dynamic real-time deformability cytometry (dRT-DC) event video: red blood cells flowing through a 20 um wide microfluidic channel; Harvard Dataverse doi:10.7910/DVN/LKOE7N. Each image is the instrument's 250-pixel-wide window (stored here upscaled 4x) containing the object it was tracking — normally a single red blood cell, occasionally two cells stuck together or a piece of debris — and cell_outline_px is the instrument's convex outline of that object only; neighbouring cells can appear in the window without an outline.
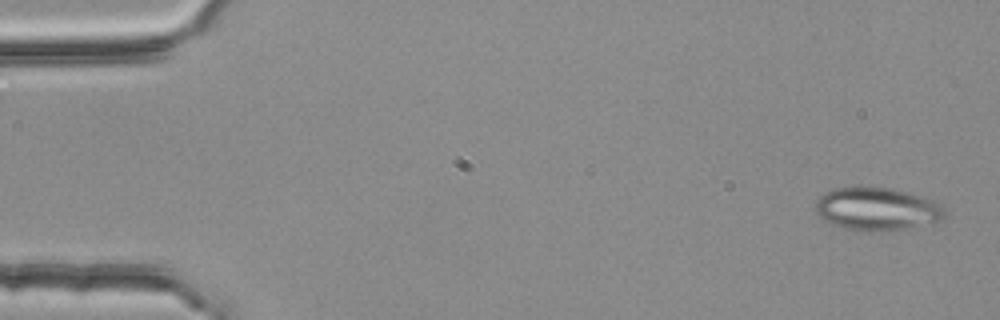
{"species": "common noctule bat (a hibernating species)", "species_latin": "Nyctalus noctula", "temperature_condition": "room temperature", "stored_images_in_passage": 4, "camera_frame_rate_fps": 3000, "um_per_image_px": 0.085, "animal": {"sex": "female", "body_mass_g": 25.1}, "frame": {"image": 1, "passage_image": 1, "time_ms": 0.0, "image_size_px": [1000, 320], "cell_outline_px": [[944, 216], [940, 220], [892, 232], [860, 232], [832, 224], [824, 220], [816, 212], [816, 200], [824, 192], [832, 188], [888, 188], [908, 192], [932, 200], [940, 204], [944, 208]], "centroid_in_image_um": [74.52, 17.79], "position_along_channel_um": 10.5, "area_um2": 32.31}}
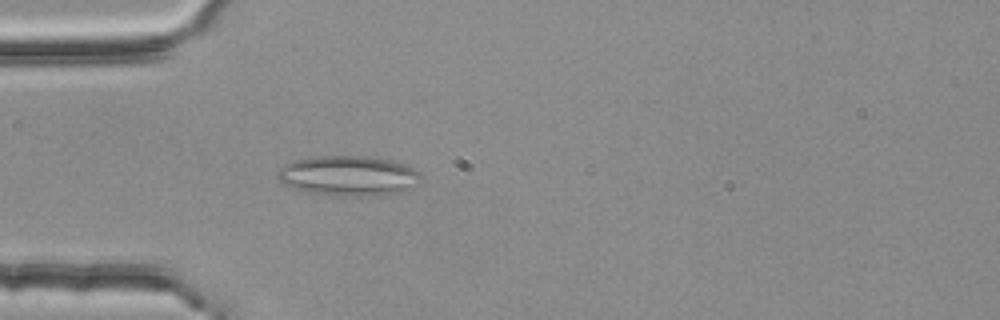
{"frame": {"image": 2, "passage_image": 4, "time_ms": 1.0, "image_size_px": [1000, 320], "cell_outline_px": [[424, 176], [416, 184], [396, 192], [380, 196], [340, 196], [308, 192], [292, 188], [284, 184], [276, 176], [280, 168], [284, 164], [292, 160], [312, 156], [364, 156], [388, 160], [404, 164], [420, 172]], "centroid_in_image_um": [29.58, 14.94], "position_along_channel_um": 55.4, "area_um2": 33.47}}